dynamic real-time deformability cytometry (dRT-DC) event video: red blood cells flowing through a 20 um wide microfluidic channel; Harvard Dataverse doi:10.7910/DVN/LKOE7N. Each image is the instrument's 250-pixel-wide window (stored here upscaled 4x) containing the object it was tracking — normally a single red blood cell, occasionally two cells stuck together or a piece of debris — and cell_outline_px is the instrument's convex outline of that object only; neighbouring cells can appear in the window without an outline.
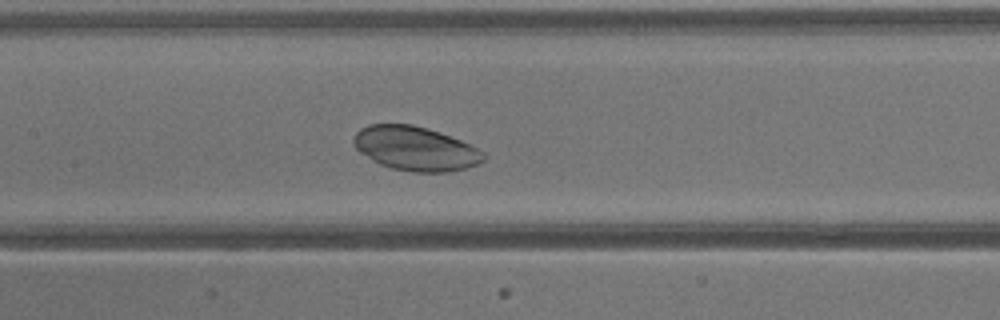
{"species": "common noctule bat (a hibernating species)", "species_latin": "Nyctalus noctula", "temperature_condition": "warm", "stored_images_in_passage": 41, "camera_frame_rate_fps": 3000, "um_per_image_px": 0.085, "animal": {"sex": "male", "body_mass_g": 13.3}, "frame": {"image": 1, "passage_image": 20, "time_ms": 6.333, "image_size_px": [1000, 320], "cell_outline_px": [[484, 160], [476, 164], [464, 168], [448, 172], [412, 172], [392, 168], [380, 164], [372, 160], [360, 152], [352, 144], [352, 136], [360, 128], [368, 124], [412, 124], [428, 128], [440, 132], [460, 140], [484, 152]], "centroid_in_image_um": [35.25, 12.61], "position_along_channel_um": 172.1, "area_um2": 33.41}}
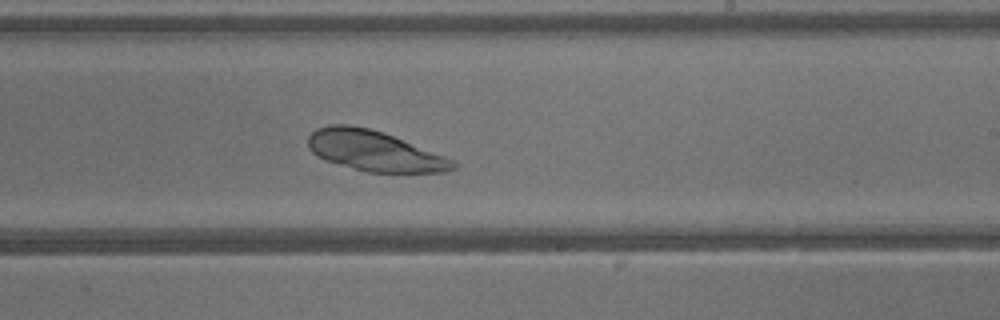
{"frame": {"image": 2, "passage_image": 25, "time_ms": 8.0, "image_size_px": [1000, 320], "cell_outline_px": [[456, 168], [448, 172], [368, 172], [324, 160], [316, 156], [308, 148], [308, 136], [316, 128], [332, 124], [348, 124], [368, 128], [384, 132], [444, 156], [452, 160], [456, 164]], "centroid_in_image_um": [31.78, 12.82], "position_along_channel_um": 257.2, "area_um2": 33.93}}
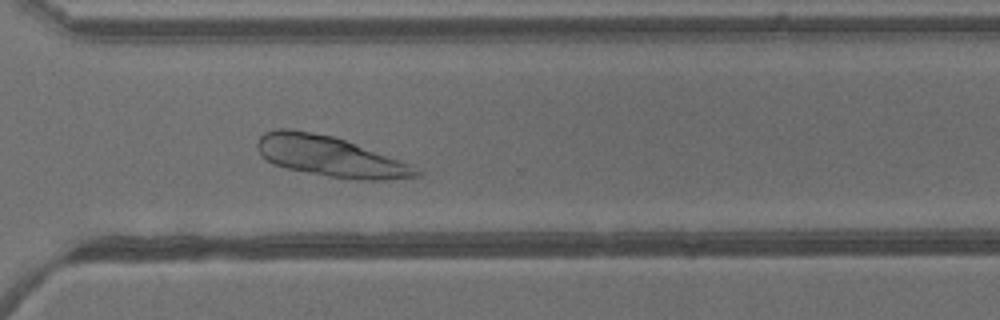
{"frame": {"image": 3, "passage_image": 30, "time_ms": 9.667, "image_size_px": [1000, 320], "cell_outline_px": [[424, 172], [420, 176], [384, 180], [360, 180], [328, 176], [288, 168], [272, 164], [256, 148], [256, 140], [264, 132], [276, 128], [288, 128], [332, 136], [344, 140], [412, 164]], "centroid_in_image_um": [28.07, 13.29], "position_along_channel_um": 342.5, "area_um2": 37.22}}